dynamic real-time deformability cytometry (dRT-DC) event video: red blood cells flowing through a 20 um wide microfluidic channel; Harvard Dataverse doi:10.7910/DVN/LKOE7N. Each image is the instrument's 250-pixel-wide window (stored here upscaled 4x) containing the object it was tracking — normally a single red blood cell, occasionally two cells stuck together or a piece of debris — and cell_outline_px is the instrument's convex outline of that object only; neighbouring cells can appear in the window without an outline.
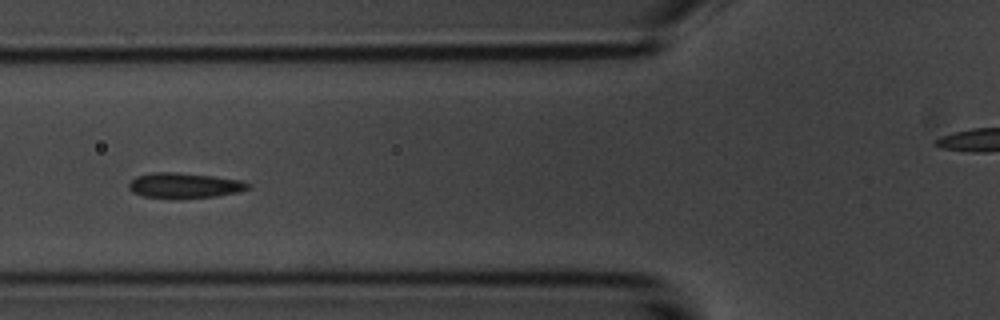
{"species": "common noctule bat (a hibernating species)", "species_latin": "Nyctalus noctula", "temperature_condition": "room temperature", "stored_images_in_passage": 8, "segment_of_instrument_passage": [1, 2], "camera_frame_rate_fps": 3000, "um_per_image_px": 0.085, "animal": {"sex": "male", "body_mass_g": 20.1, "forearm_length_mm": 53.5}, "frame": {"image": 1, "passage_image": 6, "time_ms": 5.667, "image_size_px": [1000, 320], "cell_outline_px": [[252, 188], [236, 192], [216, 196], [144, 196], [132, 192], [128, 188], [128, 184], [136, 176], [152, 172], [176, 172], [212, 176], [240, 180], [252, 184]], "centroid_in_image_um": [15.69, 15.72], "position_along_channel_um": 110.1, "area_um2": 16.88}}
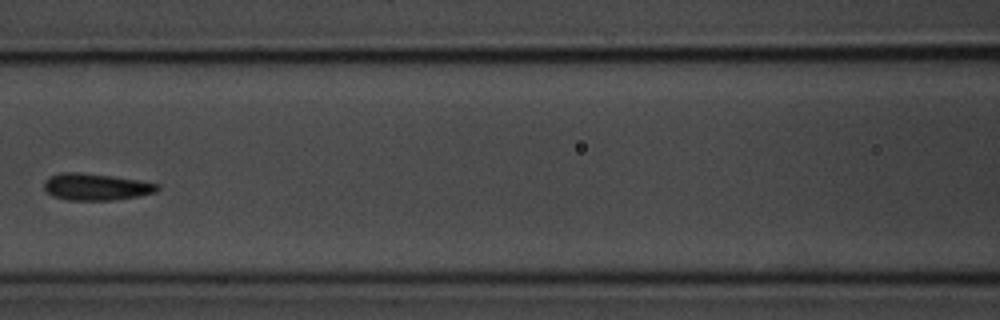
{"frame": {"image": 2, "passage_image": 7, "time_ms": 7.0, "image_size_px": [1000, 320], "cell_outline_px": [[160, 188], [156, 192], [136, 196], [112, 200], [68, 200], [52, 196], [44, 188], [44, 180], [48, 176], [60, 172], [76, 172], [112, 176], [140, 180], [160, 184]], "centroid_in_image_um": [8.14, 15.87], "position_along_channel_um": 158.5, "area_um2": 17.74}}